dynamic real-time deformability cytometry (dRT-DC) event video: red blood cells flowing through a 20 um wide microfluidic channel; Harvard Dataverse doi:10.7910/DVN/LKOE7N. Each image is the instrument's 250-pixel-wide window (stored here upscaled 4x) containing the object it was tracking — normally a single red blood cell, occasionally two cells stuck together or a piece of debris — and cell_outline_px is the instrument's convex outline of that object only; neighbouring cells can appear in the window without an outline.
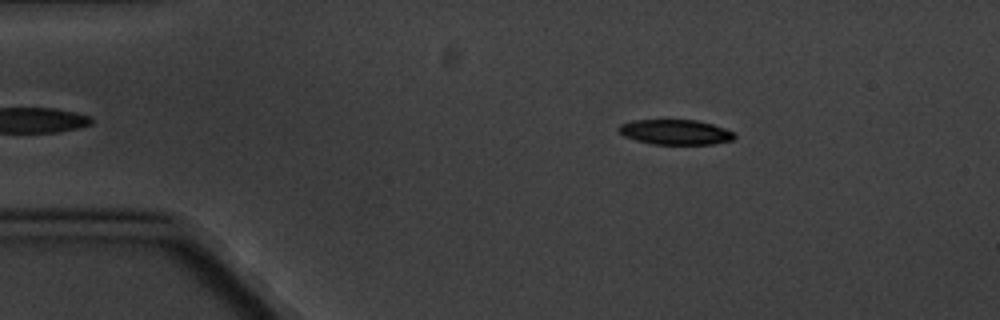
{"species": "common noctule bat (a hibernating species)", "species_latin": "Nyctalus noctula", "temperature_condition": "cold", "stored_images_in_passage": 4, "camera_frame_rate_fps": 3000, "um_per_image_px": 0.085, "animal": {"sex": "male", "body_mass_g": 20.1, "forearm_length_mm": 53.5}, "frame": {"image": 1, "passage_image": 2, "time_ms": 1.333, "image_size_px": [1000, 320], "cell_outline_px": [[736, 136], [732, 140], [712, 144], [652, 144], [636, 140], [624, 136], [616, 128], [620, 124], [632, 120], [696, 120], [712, 124], [724, 128], [732, 132]], "centroid_in_image_um": [57.38, 11.22], "position_along_channel_um": 27.6, "area_um2": 16.82}}